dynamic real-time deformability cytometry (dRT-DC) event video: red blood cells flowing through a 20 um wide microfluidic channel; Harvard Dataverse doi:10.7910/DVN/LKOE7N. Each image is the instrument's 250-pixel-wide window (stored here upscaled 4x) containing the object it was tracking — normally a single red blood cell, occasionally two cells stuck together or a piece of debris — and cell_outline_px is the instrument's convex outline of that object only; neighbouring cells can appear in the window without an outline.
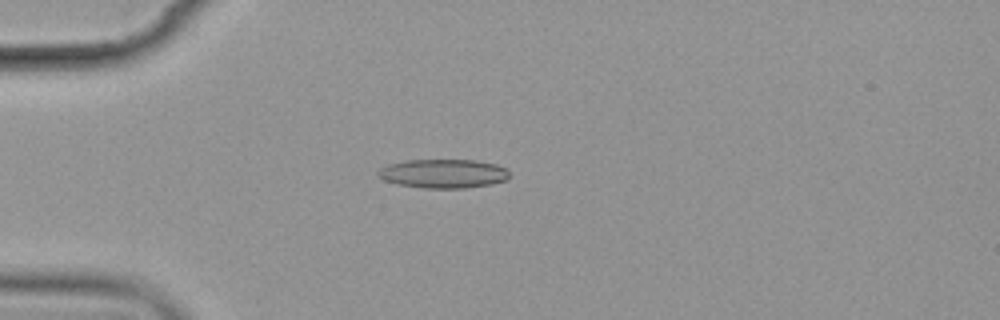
{"species": "common noctule bat (a hibernating species)", "species_latin": "Nyctalus noctula", "temperature_condition": "cold", "stored_images_in_passage": 13, "camera_frame_rate_fps": 3000, "um_per_image_px": 0.085, "animal": {"sex": "female", "body_mass_g": 19.9}, "frame": {"image": 1, "passage_image": 4, "time_ms": 4.333, "image_size_px": [1000, 320], "cell_outline_px": [[508, 180], [492, 184], [464, 188], [424, 188], [396, 184], [384, 180], [376, 176], [376, 172], [380, 168], [388, 164], [408, 160], [476, 160], [496, 164], [504, 168], [508, 172]], "centroid_in_image_um": [37.65, 14.76], "position_along_channel_um": 47.4, "area_um2": 22.25}}
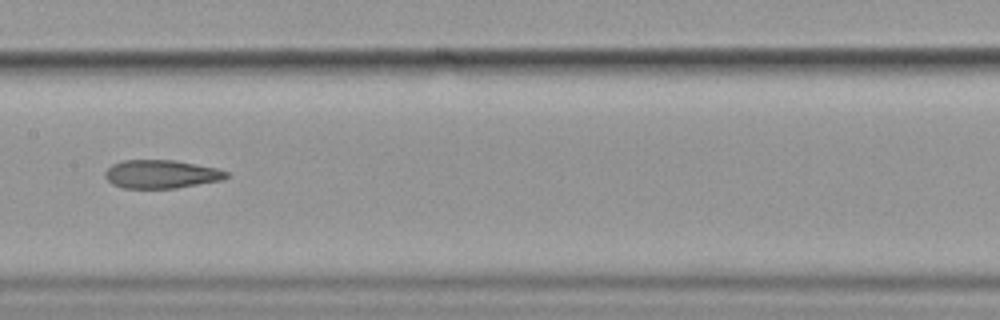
{"frame": {"image": 2, "passage_image": 8, "time_ms": 9.0, "image_size_px": [1000, 320], "cell_outline_px": [[228, 176], [224, 180], [176, 188], [124, 188], [112, 184], [104, 176], [104, 172], [112, 164], [124, 160], [176, 160], [216, 168], [228, 172]], "centroid_in_image_um": [13.71, 14.8], "position_along_channel_um": 193.7, "area_um2": 20.11}}
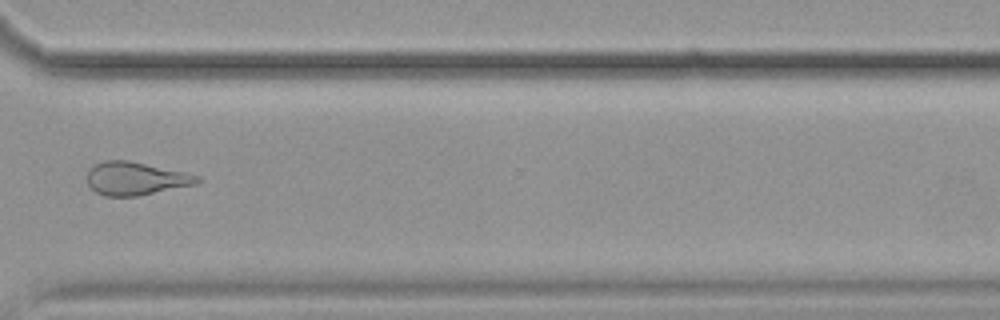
{"frame": {"image": 3, "passage_image": 12, "time_ms": 13.667, "image_size_px": [1000, 320], "cell_outline_px": [[200, 180], [196, 184], [140, 196], [104, 196], [96, 192], [88, 184], [88, 168], [92, 164], [104, 160], [128, 160], [184, 172], [200, 176]], "centroid_in_image_um": [11.5, 15.17], "position_along_channel_um": 359.1, "area_um2": 21.33}, "authors_computed_cell_mechanics": {"area_um2": 21.5016, "velocity_mm_per_s": 3.5504, "shape_relaxation_time_tau1_ms": null, "shape_relaxation_time_tau2_ms": 4.0278, "deformation_change_tau1": null, "deformation_change_tau2": 0.1259}}